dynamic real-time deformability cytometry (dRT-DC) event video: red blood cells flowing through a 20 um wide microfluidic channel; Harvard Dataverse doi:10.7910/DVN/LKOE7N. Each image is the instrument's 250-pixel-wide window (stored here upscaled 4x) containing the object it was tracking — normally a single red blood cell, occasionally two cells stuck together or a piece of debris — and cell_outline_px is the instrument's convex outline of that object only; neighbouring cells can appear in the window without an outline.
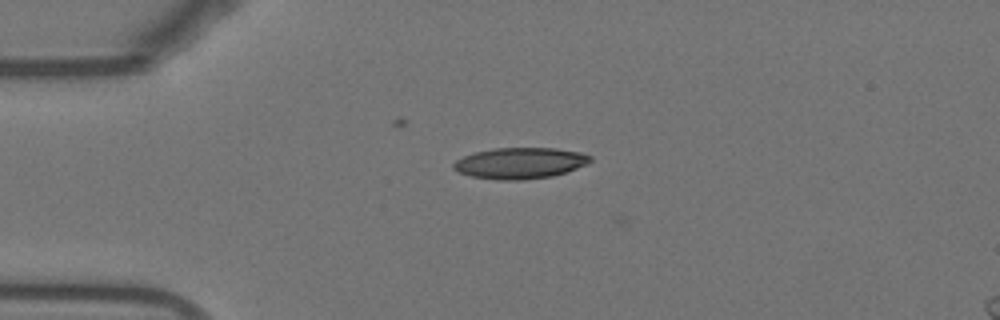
{"species": "Egyptian fruit bat (a non-hibernating species)", "species_latin": "Rousettus aegyptiacus", "temperature_condition": "warm", "stored_images_in_passage": 41, "camera_frame_rate_fps": 3000, "um_per_image_px": 0.085, "animal": {"sex": "female"}, "frame": {"image": 1, "passage_image": 1, "time_ms": 0.0, "image_size_px": [1000, 320], "cell_outline_px": [[592, 160], [588, 164], [552, 176], [524, 180], [496, 180], [472, 176], [460, 172], [452, 168], [452, 164], [456, 160], [472, 152], [496, 148], [556, 148], [580, 152], [592, 156]], "centroid_in_image_um": [44.2, 13.86], "position_along_channel_um": 40.8, "area_um2": 24.85}}
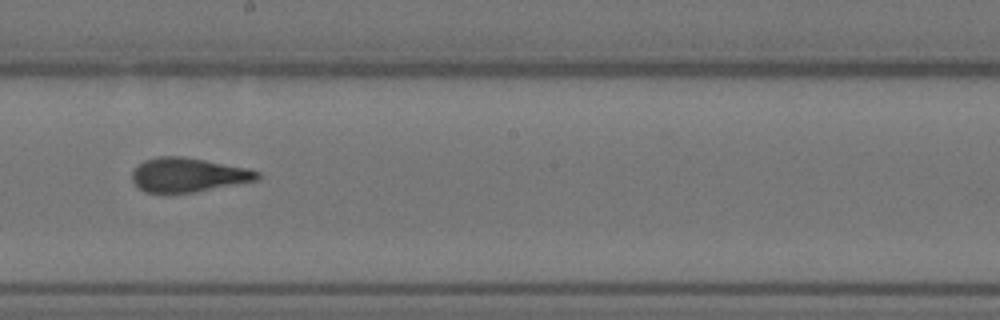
{"frame": {"image": 2, "passage_image": 18, "time_ms": 5.667, "image_size_px": [1000, 320], "cell_outline_px": [[260, 180], [196, 192], [144, 192], [132, 180], [132, 172], [144, 160], [160, 156], [180, 156], [204, 160], [248, 168], [260, 172]], "centroid_in_image_um": [16.04, 14.87], "position_along_channel_um": 232.2, "area_um2": 24.8}}
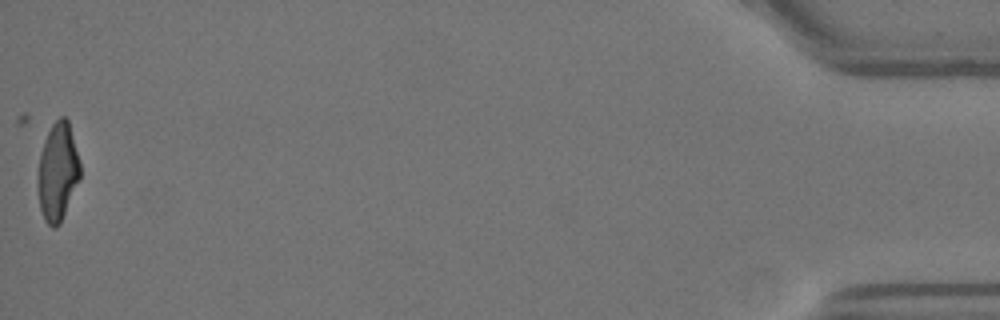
{"frame": {"image": 3, "passage_image": 41, "time_ms": 13.333, "image_size_px": [1000, 320], "cell_outline_px": [[80, 180], [60, 224], [56, 228], [52, 228], [44, 220], [40, 208], [36, 180], [40, 152], [44, 140], [52, 124], [60, 116], [64, 116], [68, 120], [80, 160]], "centroid_in_image_um": [4.9, 14.63], "position_along_channel_um": 430.3, "area_um2": 24.57}, "authors_computed_cell_mechanics": {"area_um2": 25.0274, "velocity_mm_per_s": 3.8388, "shape_relaxation_time_tau1_ms": 10.4796, "shape_relaxation_time_tau2_ms": 1.3262, "deformation_change_tau1": 0.2992, "deformation_change_tau2": 0.1068}}